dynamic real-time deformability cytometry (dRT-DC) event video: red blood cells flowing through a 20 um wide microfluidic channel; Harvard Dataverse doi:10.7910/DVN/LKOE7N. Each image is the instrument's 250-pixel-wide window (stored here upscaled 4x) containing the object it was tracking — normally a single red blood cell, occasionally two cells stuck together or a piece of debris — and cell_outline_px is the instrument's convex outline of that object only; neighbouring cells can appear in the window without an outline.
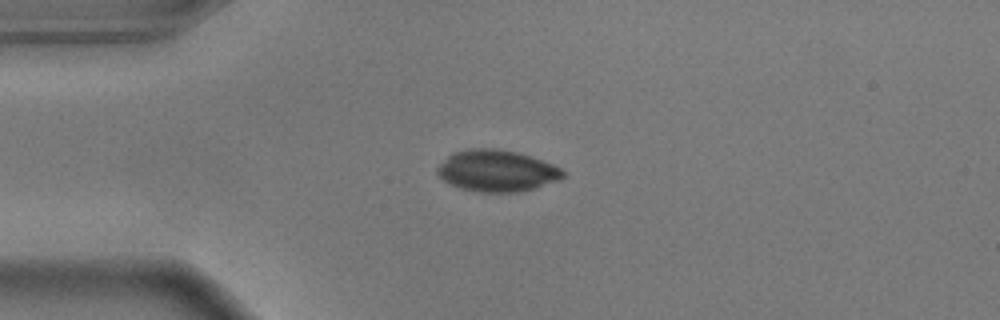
{"species": "common noctule bat (a hibernating species)", "species_latin": "Nyctalus noctula", "temperature_condition": "warm", "stored_images_in_passage": 43, "camera_frame_rate_fps": 3000, "um_per_image_px": 0.085, "animal": {"sex": "male", "body_mass_g": 17.9}, "frame": {"image": 1, "passage_image": 1, "time_ms": 0.0, "image_size_px": [1000, 320], "cell_outline_px": [[564, 176], [560, 180], [532, 188], [516, 192], [480, 192], [460, 188], [444, 180], [436, 172], [436, 168], [452, 152], [468, 148], [496, 148], [516, 152], [552, 164], [560, 168], [564, 172]], "centroid_in_image_um": [42.2, 14.51], "position_along_channel_um": 42.8, "area_um2": 30.11}}
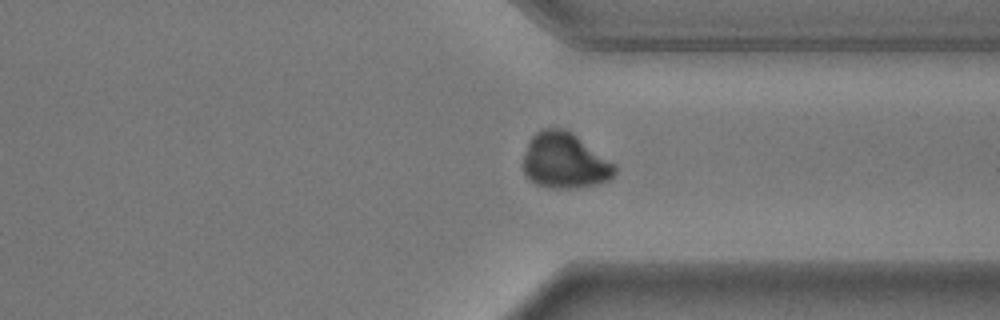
{"frame": {"image": 2, "passage_image": 29, "time_ms": 9.333, "image_size_px": [1000, 320], "cell_outline_px": [[616, 172], [608, 180], [596, 184], [572, 188], [552, 188], [536, 184], [528, 180], [524, 176], [524, 156], [528, 140], [536, 132], [544, 128], [564, 128], [572, 132], [616, 164]], "centroid_in_image_um": [47.99, 13.66], "position_along_channel_um": 363.4, "area_um2": 29.82}}
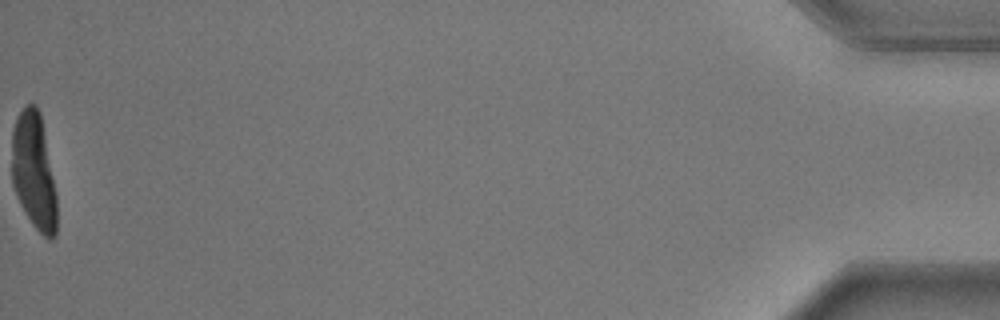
{"frame": {"image": 3, "passage_image": 43, "time_ms": 14.0, "image_size_px": [1000, 320], "cell_outline_px": [[56, 236], [52, 240], [48, 240], [32, 224], [24, 212], [20, 204], [12, 184], [12, 128], [16, 116], [24, 104], [36, 104], [40, 112], [56, 196]], "centroid_in_image_um": [2.85, 14.55], "position_along_channel_um": 432.4, "area_um2": 30.63}}